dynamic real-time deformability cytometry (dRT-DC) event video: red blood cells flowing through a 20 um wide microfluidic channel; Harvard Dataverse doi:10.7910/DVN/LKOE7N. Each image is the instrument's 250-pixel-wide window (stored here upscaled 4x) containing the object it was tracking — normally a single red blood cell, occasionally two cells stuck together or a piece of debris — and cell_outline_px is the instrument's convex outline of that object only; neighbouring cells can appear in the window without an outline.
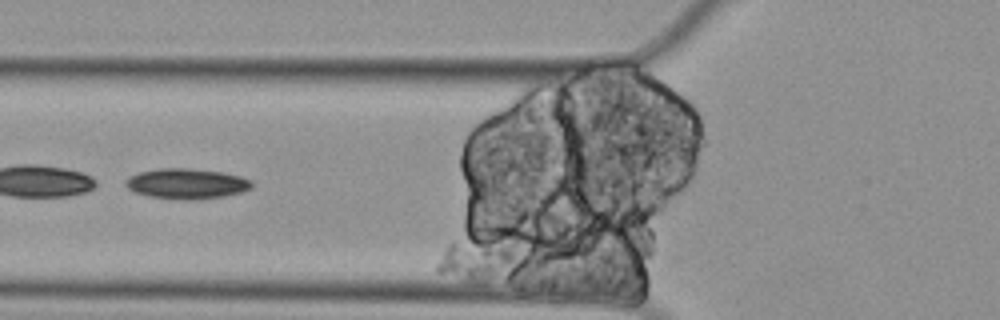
{"species": "Egyptian fruit bat (a non-hibernating species)", "species_latin": "Rousettus aegyptiacus", "temperature_condition": "cold", "stored_images_in_passage": 7, "segment_of_instrument_passage": [2, 2], "camera_frame_rate_fps": 3000, "um_per_image_px": 0.085, "animal": {"sex": "female"}, "frame": {"image": 1, "passage_image": 5, "time_ms": 1.333, "image_size_px": [1000, 320], "cell_outline_px": [[520, 268], [484, 284], [476, 284], [436, 272], [436, 268], [448, 244], [516, 240], [520, 248]], "centroid_in_image_um": [40.8, 22.16], "position_along_channel_um": 85.0, "area_um2": 20.4}}
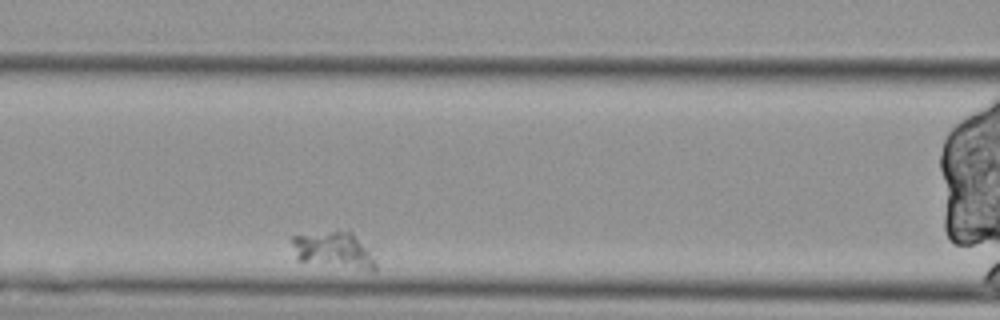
{"frame": {"image": 2, "passage_image": 7, "time_ms": 2.0, "image_size_px": [1000, 320], "cell_outline_px": [[376, 272], [372, 272], [296, 260], [288, 240], [292, 236], [348, 228], [376, 256]], "centroid_in_image_um": [28.38, 21.25], "position_along_channel_um": 138.2, "area_um2": 18.67}}